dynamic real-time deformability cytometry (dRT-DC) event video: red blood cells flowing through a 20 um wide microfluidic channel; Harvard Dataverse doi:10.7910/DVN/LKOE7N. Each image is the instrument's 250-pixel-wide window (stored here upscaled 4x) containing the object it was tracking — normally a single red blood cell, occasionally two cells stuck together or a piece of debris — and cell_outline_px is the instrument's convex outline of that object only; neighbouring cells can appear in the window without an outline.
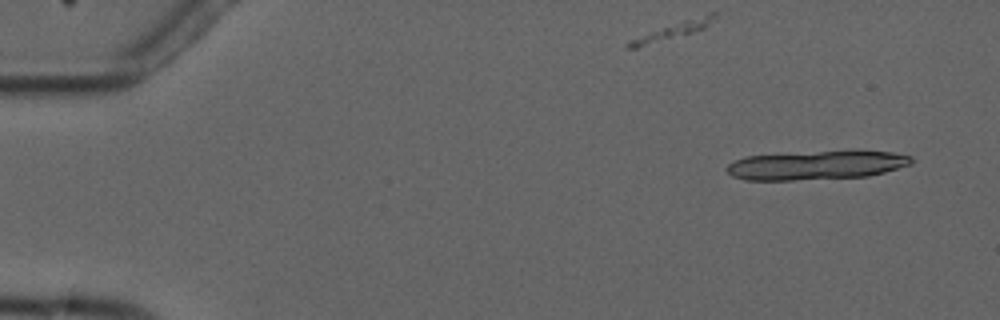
{"species": "common noctule bat (a hibernating species)", "species_latin": "Nyctalus noctula", "temperature_condition": "cold", "stored_images_in_passage": 8, "camera_frame_rate_fps": 3000, "um_per_image_px": 0.085, "animal": {"sex": "male", "forearm_length_mm": 52.5}, "frame": {"image": 1, "passage_image": 1, "time_ms": 0.0, "image_size_px": [1000, 320], "cell_outline_px": [[912, 164], [884, 172], [868, 176], [792, 180], [744, 180], [732, 176], [724, 168], [728, 164], [736, 160], [748, 156], [856, 148], [892, 152], [912, 156]], "centroid_in_image_um": [69.46, 14.0], "position_along_channel_um": 15.5, "area_um2": 31.91}}
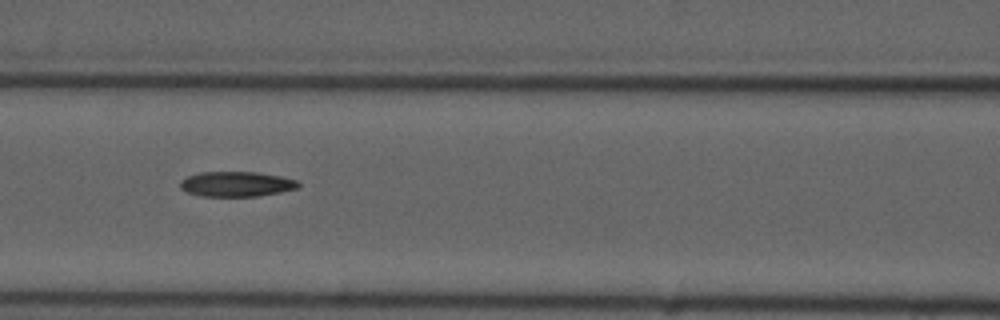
{"frame": {"image": 2, "passage_image": 7, "time_ms": 7.0, "image_size_px": [1000, 320], "cell_outline_px": [[300, 188], [260, 196], [200, 196], [184, 192], [180, 188], [180, 180], [188, 176], [200, 172], [260, 172], [280, 176], [296, 180], [300, 184]], "centroid_in_image_um": [20.09, 15.65], "position_along_channel_um": 146.5, "area_um2": 17.46}}
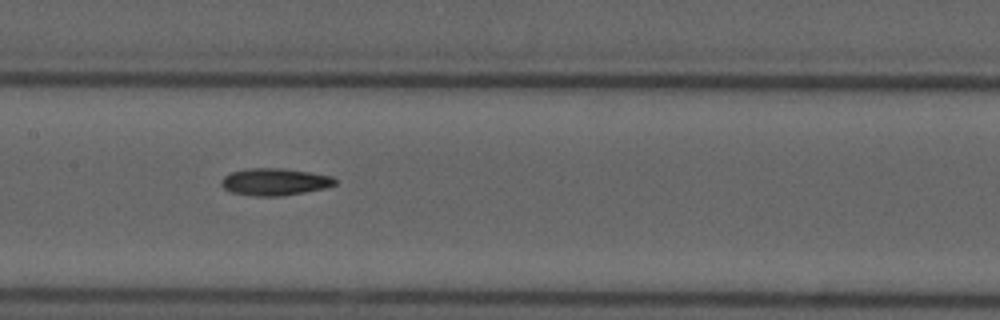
{"frame": {"image": 3, "passage_image": 8, "time_ms": 8.0, "image_size_px": [1000, 320], "cell_outline_px": [[336, 184], [324, 188], [304, 192], [280, 196], [252, 196], [228, 192], [220, 184], [220, 180], [224, 176], [232, 172], [244, 168], [280, 168], [308, 172], [332, 176], [336, 180]], "centroid_in_image_um": [23.29, 15.46], "position_along_channel_um": 184.1, "area_um2": 18.03}}